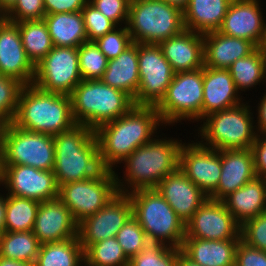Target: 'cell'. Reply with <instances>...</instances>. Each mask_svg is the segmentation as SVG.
<instances>
[{
	"label": "cell",
	"mask_w": 266,
	"mask_h": 266,
	"mask_svg": "<svg viewBox=\"0 0 266 266\" xmlns=\"http://www.w3.org/2000/svg\"><path fill=\"white\" fill-rule=\"evenodd\" d=\"M241 226L223 201L207 198L185 224V237L206 240L241 239Z\"/></svg>",
	"instance_id": "obj_15"
},
{
	"label": "cell",
	"mask_w": 266,
	"mask_h": 266,
	"mask_svg": "<svg viewBox=\"0 0 266 266\" xmlns=\"http://www.w3.org/2000/svg\"><path fill=\"white\" fill-rule=\"evenodd\" d=\"M32 232L40 244L59 242L76 238L78 224L57 197L40 203Z\"/></svg>",
	"instance_id": "obj_19"
},
{
	"label": "cell",
	"mask_w": 266,
	"mask_h": 266,
	"mask_svg": "<svg viewBox=\"0 0 266 266\" xmlns=\"http://www.w3.org/2000/svg\"><path fill=\"white\" fill-rule=\"evenodd\" d=\"M116 239L129 259L141 252L149 242L145 231L133 216L119 230Z\"/></svg>",
	"instance_id": "obj_39"
},
{
	"label": "cell",
	"mask_w": 266,
	"mask_h": 266,
	"mask_svg": "<svg viewBox=\"0 0 266 266\" xmlns=\"http://www.w3.org/2000/svg\"><path fill=\"white\" fill-rule=\"evenodd\" d=\"M264 19L257 0H233L218 30L251 41L256 47L263 33Z\"/></svg>",
	"instance_id": "obj_21"
},
{
	"label": "cell",
	"mask_w": 266,
	"mask_h": 266,
	"mask_svg": "<svg viewBox=\"0 0 266 266\" xmlns=\"http://www.w3.org/2000/svg\"><path fill=\"white\" fill-rule=\"evenodd\" d=\"M160 122L156 107L134 105L125 115L99 126L95 136L103 168L112 170L116 162L121 163L136 148L153 140Z\"/></svg>",
	"instance_id": "obj_1"
},
{
	"label": "cell",
	"mask_w": 266,
	"mask_h": 266,
	"mask_svg": "<svg viewBox=\"0 0 266 266\" xmlns=\"http://www.w3.org/2000/svg\"><path fill=\"white\" fill-rule=\"evenodd\" d=\"M237 90L249 89L266 80V56L256 48L248 56L238 59L228 68Z\"/></svg>",
	"instance_id": "obj_34"
},
{
	"label": "cell",
	"mask_w": 266,
	"mask_h": 266,
	"mask_svg": "<svg viewBox=\"0 0 266 266\" xmlns=\"http://www.w3.org/2000/svg\"><path fill=\"white\" fill-rule=\"evenodd\" d=\"M203 68L175 73L165 96L156 106L162 123L202 119Z\"/></svg>",
	"instance_id": "obj_10"
},
{
	"label": "cell",
	"mask_w": 266,
	"mask_h": 266,
	"mask_svg": "<svg viewBox=\"0 0 266 266\" xmlns=\"http://www.w3.org/2000/svg\"><path fill=\"white\" fill-rule=\"evenodd\" d=\"M175 73L204 67L203 34L184 29L158 44Z\"/></svg>",
	"instance_id": "obj_23"
},
{
	"label": "cell",
	"mask_w": 266,
	"mask_h": 266,
	"mask_svg": "<svg viewBox=\"0 0 266 266\" xmlns=\"http://www.w3.org/2000/svg\"><path fill=\"white\" fill-rule=\"evenodd\" d=\"M116 175L115 173L118 193L129 195L133 207V217L145 231L149 242L170 244V247L181 248L185 238V223L177 216L158 190L151 188L130 192L123 187L122 183L124 182H120Z\"/></svg>",
	"instance_id": "obj_4"
},
{
	"label": "cell",
	"mask_w": 266,
	"mask_h": 266,
	"mask_svg": "<svg viewBox=\"0 0 266 266\" xmlns=\"http://www.w3.org/2000/svg\"><path fill=\"white\" fill-rule=\"evenodd\" d=\"M238 90L228 69L203 67L202 119L240 104Z\"/></svg>",
	"instance_id": "obj_24"
},
{
	"label": "cell",
	"mask_w": 266,
	"mask_h": 266,
	"mask_svg": "<svg viewBox=\"0 0 266 266\" xmlns=\"http://www.w3.org/2000/svg\"><path fill=\"white\" fill-rule=\"evenodd\" d=\"M81 81L78 48L54 46L35 65L32 84L45 92L70 95Z\"/></svg>",
	"instance_id": "obj_12"
},
{
	"label": "cell",
	"mask_w": 266,
	"mask_h": 266,
	"mask_svg": "<svg viewBox=\"0 0 266 266\" xmlns=\"http://www.w3.org/2000/svg\"><path fill=\"white\" fill-rule=\"evenodd\" d=\"M116 29L94 41L108 60L117 58L133 43L126 26Z\"/></svg>",
	"instance_id": "obj_42"
},
{
	"label": "cell",
	"mask_w": 266,
	"mask_h": 266,
	"mask_svg": "<svg viewBox=\"0 0 266 266\" xmlns=\"http://www.w3.org/2000/svg\"><path fill=\"white\" fill-rule=\"evenodd\" d=\"M84 259L87 266H129V258L116 237L91 244L84 251Z\"/></svg>",
	"instance_id": "obj_36"
},
{
	"label": "cell",
	"mask_w": 266,
	"mask_h": 266,
	"mask_svg": "<svg viewBox=\"0 0 266 266\" xmlns=\"http://www.w3.org/2000/svg\"><path fill=\"white\" fill-rule=\"evenodd\" d=\"M127 29L133 43L156 44L180 34L183 12L163 0H130Z\"/></svg>",
	"instance_id": "obj_7"
},
{
	"label": "cell",
	"mask_w": 266,
	"mask_h": 266,
	"mask_svg": "<svg viewBox=\"0 0 266 266\" xmlns=\"http://www.w3.org/2000/svg\"><path fill=\"white\" fill-rule=\"evenodd\" d=\"M6 122L0 117V143L2 140V134L5 127Z\"/></svg>",
	"instance_id": "obj_56"
},
{
	"label": "cell",
	"mask_w": 266,
	"mask_h": 266,
	"mask_svg": "<svg viewBox=\"0 0 266 266\" xmlns=\"http://www.w3.org/2000/svg\"><path fill=\"white\" fill-rule=\"evenodd\" d=\"M43 20L53 46L78 48L88 41L81 11L46 14Z\"/></svg>",
	"instance_id": "obj_30"
},
{
	"label": "cell",
	"mask_w": 266,
	"mask_h": 266,
	"mask_svg": "<svg viewBox=\"0 0 266 266\" xmlns=\"http://www.w3.org/2000/svg\"><path fill=\"white\" fill-rule=\"evenodd\" d=\"M16 1L17 0H0V7L5 13H7L16 3Z\"/></svg>",
	"instance_id": "obj_55"
},
{
	"label": "cell",
	"mask_w": 266,
	"mask_h": 266,
	"mask_svg": "<svg viewBox=\"0 0 266 266\" xmlns=\"http://www.w3.org/2000/svg\"><path fill=\"white\" fill-rule=\"evenodd\" d=\"M2 167V183L6 185L9 195L40 203L58 197L59 186L53 170H40L27 165H2Z\"/></svg>",
	"instance_id": "obj_16"
},
{
	"label": "cell",
	"mask_w": 266,
	"mask_h": 266,
	"mask_svg": "<svg viewBox=\"0 0 266 266\" xmlns=\"http://www.w3.org/2000/svg\"><path fill=\"white\" fill-rule=\"evenodd\" d=\"M46 14L81 11L89 0H43Z\"/></svg>",
	"instance_id": "obj_47"
},
{
	"label": "cell",
	"mask_w": 266,
	"mask_h": 266,
	"mask_svg": "<svg viewBox=\"0 0 266 266\" xmlns=\"http://www.w3.org/2000/svg\"><path fill=\"white\" fill-rule=\"evenodd\" d=\"M40 202L13 195L6 196L5 231H32Z\"/></svg>",
	"instance_id": "obj_35"
},
{
	"label": "cell",
	"mask_w": 266,
	"mask_h": 266,
	"mask_svg": "<svg viewBox=\"0 0 266 266\" xmlns=\"http://www.w3.org/2000/svg\"><path fill=\"white\" fill-rule=\"evenodd\" d=\"M117 193L115 171L104 169L96 177L60 185L58 198L79 224L102 209Z\"/></svg>",
	"instance_id": "obj_11"
},
{
	"label": "cell",
	"mask_w": 266,
	"mask_h": 266,
	"mask_svg": "<svg viewBox=\"0 0 266 266\" xmlns=\"http://www.w3.org/2000/svg\"><path fill=\"white\" fill-rule=\"evenodd\" d=\"M233 0H189L183 11L186 30L205 34L218 31Z\"/></svg>",
	"instance_id": "obj_29"
},
{
	"label": "cell",
	"mask_w": 266,
	"mask_h": 266,
	"mask_svg": "<svg viewBox=\"0 0 266 266\" xmlns=\"http://www.w3.org/2000/svg\"><path fill=\"white\" fill-rule=\"evenodd\" d=\"M100 80L124 91L134 100L140 84L138 43H132L117 58L108 60L107 68Z\"/></svg>",
	"instance_id": "obj_28"
},
{
	"label": "cell",
	"mask_w": 266,
	"mask_h": 266,
	"mask_svg": "<svg viewBox=\"0 0 266 266\" xmlns=\"http://www.w3.org/2000/svg\"><path fill=\"white\" fill-rule=\"evenodd\" d=\"M258 106V132L260 130L261 134H266V94L263 96V98L260 101Z\"/></svg>",
	"instance_id": "obj_49"
},
{
	"label": "cell",
	"mask_w": 266,
	"mask_h": 266,
	"mask_svg": "<svg viewBox=\"0 0 266 266\" xmlns=\"http://www.w3.org/2000/svg\"><path fill=\"white\" fill-rule=\"evenodd\" d=\"M221 170L217 189L208 197L212 200L222 201L256 177L251 148L221 150Z\"/></svg>",
	"instance_id": "obj_22"
},
{
	"label": "cell",
	"mask_w": 266,
	"mask_h": 266,
	"mask_svg": "<svg viewBox=\"0 0 266 266\" xmlns=\"http://www.w3.org/2000/svg\"><path fill=\"white\" fill-rule=\"evenodd\" d=\"M250 111L249 106L241 103L204 117L207 119L200 127V136L206 143L200 144L216 150L251 148L258 133L253 130L254 123Z\"/></svg>",
	"instance_id": "obj_8"
},
{
	"label": "cell",
	"mask_w": 266,
	"mask_h": 266,
	"mask_svg": "<svg viewBox=\"0 0 266 266\" xmlns=\"http://www.w3.org/2000/svg\"><path fill=\"white\" fill-rule=\"evenodd\" d=\"M179 169L208 197L217 189L221 170V150L199 143L182 145Z\"/></svg>",
	"instance_id": "obj_17"
},
{
	"label": "cell",
	"mask_w": 266,
	"mask_h": 266,
	"mask_svg": "<svg viewBox=\"0 0 266 266\" xmlns=\"http://www.w3.org/2000/svg\"><path fill=\"white\" fill-rule=\"evenodd\" d=\"M78 55L82 80H100L107 68L108 59L95 42L82 43L78 47Z\"/></svg>",
	"instance_id": "obj_38"
},
{
	"label": "cell",
	"mask_w": 266,
	"mask_h": 266,
	"mask_svg": "<svg viewBox=\"0 0 266 266\" xmlns=\"http://www.w3.org/2000/svg\"><path fill=\"white\" fill-rule=\"evenodd\" d=\"M46 15L43 0H17L6 13V19L17 23L22 21L43 20Z\"/></svg>",
	"instance_id": "obj_44"
},
{
	"label": "cell",
	"mask_w": 266,
	"mask_h": 266,
	"mask_svg": "<svg viewBox=\"0 0 266 266\" xmlns=\"http://www.w3.org/2000/svg\"><path fill=\"white\" fill-rule=\"evenodd\" d=\"M235 266H266V252L240 240L236 248Z\"/></svg>",
	"instance_id": "obj_46"
},
{
	"label": "cell",
	"mask_w": 266,
	"mask_h": 266,
	"mask_svg": "<svg viewBox=\"0 0 266 266\" xmlns=\"http://www.w3.org/2000/svg\"><path fill=\"white\" fill-rule=\"evenodd\" d=\"M5 15H6V13L0 7V21H3L4 19H6V16Z\"/></svg>",
	"instance_id": "obj_58"
},
{
	"label": "cell",
	"mask_w": 266,
	"mask_h": 266,
	"mask_svg": "<svg viewBox=\"0 0 266 266\" xmlns=\"http://www.w3.org/2000/svg\"><path fill=\"white\" fill-rule=\"evenodd\" d=\"M204 66L228 69L233 62L252 53L257 47L249 40L224 35L219 31L203 34Z\"/></svg>",
	"instance_id": "obj_25"
},
{
	"label": "cell",
	"mask_w": 266,
	"mask_h": 266,
	"mask_svg": "<svg viewBox=\"0 0 266 266\" xmlns=\"http://www.w3.org/2000/svg\"><path fill=\"white\" fill-rule=\"evenodd\" d=\"M0 266H35V264H30L26 262H20L15 260H9L0 257Z\"/></svg>",
	"instance_id": "obj_51"
},
{
	"label": "cell",
	"mask_w": 266,
	"mask_h": 266,
	"mask_svg": "<svg viewBox=\"0 0 266 266\" xmlns=\"http://www.w3.org/2000/svg\"><path fill=\"white\" fill-rule=\"evenodd\" d=\"M132 216L129 195L117 193L102 209L78 224V238L84 251L91 244L116 237Z\"/></svg>",
	"instance_id": "obj_14"
},
{
	"label": "cell",
	"mask_w": 266,
	"mask_h": 266,
	"mask_svg": "<svg viewBox=\"0 0 266 266\" xmlns=\"http://www.w3.org/2000/svg\"><path fill=\"white\" fill-rule=\"evenodd\" d=\"M40 246L32 231H5L0 236V257L35 264Z\"/></svg>",
	"instance_id": "obj_32"
},
{
	"label": "cell",
	"mask_w": 266,
	"mask_h": 266,
	"mask_svg": "<svg viewBox=\"0 0 266 266\" xmlns=\"http://www.w3.org/2000/svg\"><path fill=\"white\" fill-rule=\"evenodd\" d=\"M156 189L185 224L208 198L180 169L168 174Z\"/></svg>",
	"instance_id": "obj_20"
},
{
	"label": "cell",
	"mask_w": 266,
	"mask_h": 266,
	"mask_svg": "<svg viewBox=\"0 0 266 266\" xmlns=\"http://www.w3.org/2000/svg\"><path fill=\"white\" fill-rule=\"evenodd\" d=\"M140 84L133 100L136 106L156 107L166 94L175 72L156 44L138 43Z\"/></svg>",
	"instance_id": "obj_13"
},
{
	"label": "cell",
	"mask_w": 266,
	"mask_h": 266,
	"mask_svg": "<svg viewBox=\"0 0 266 266\" xmlns=\"http://www.w3.org/2000/svg\"><path fill=\"white\" fill-rule=\"evenodd\" d=\"M176 266H199L187 259L182 253L179 254Z\"/></svg>",
	"instance_id": "obj_54"
},
{
	"label": "cell",
	"mask_w": 266,
	"mask_h": 266,
	"mask_svg": "<svg viewBox=\"0 0 266 266\" xmlns=\"http://www.w3.org/2000/svg\"><path fill=\"white\" fill-rule=\"evenodd\" d=\"M260 138V135L257 134L251 146V151L253 154L256 176L266 178V134H263L262 139Z\"/></svg>",
	"instance_id": "obj_48"
},
{
	"label": "cell",
	"mask_w": 266,
	"mask_h": 266,
	"mask_svg": "<svg viewBox=\"0 0 266 266\" xmlns=\"http://www.w3.org/2000/svg\"><path fill=\"white\" fill-rule=\"evenodd\" d=\"M24 85L14 78L0 75V117L6 122H12Z\"/></svg>",
	"instance_id": "obj_40"
},
{
	"label": "cell",
	"mask_w": 266,
	"mask_h": 266,
	"mask_svg": "<svg viewBox=\"0 0 266 266\" xmlns=\"http://www.w3.org/2000/svg\"><path fill=\"white\" fill-rule=\"evenodd\" d=\"M20 37L31 62L36 65L54 47L44 20L17 22Z\"/></svg>",
	"instance_id": "obj_33"
},
{
	"label": "cell",
	"mask_w": 266,
	"mask_h": 266,
	"mask_svg": "<svg viewBox=\"0 0 266 266\" xmlns=\"http://www.w3.org/2000/svg\"><path fill=\"white\" fill-rule=\"evenodd\" d=\"M240 240L185 237L180 249L187 259L199 266H235L236 248Z\"/></svg>",
	"instance_id": "obj_26"
},
{
	"label": "cell",
	"mask_w": 266,
	"mask_h": 266,
	"mask_svg": "<svg viewBox=\"0 0 266 266\" xmlns=\"http://www.w3.org/2000/svg\"><path fill=\"white\" fill-rule=\"evenodd\" d=\"M169 5L179 8L182 12L187 8L189 0H163Z\"/></svg>",
	"instance_id": "obj_52"
},
{
	"label": "cell",
	"mask_w": 266,
	"mask_h": 266,
	"mask_svg": "<svg viewBox=\"0 0 266 266\" xmlns=\"http://www.w3.org/2000/svg\"><path fill=\"white\" fill-rule=\"evenodd\" d=\"M0 75L24 86L31 85L35 76V65L26 55L19 27L7 19L0 21Z\"/></svg>",
	"instance_id": "obj_18"
},
{
	"label": "cell",
	"mask_w": 266,
	"mask_h": 266,
	"mask_svg": "<svg viewBox=\"0 0 266 266\" xmlns=\"http://www.w3.org/2000/svg\"><path fill=\"white\" fill-rule=\"evenodd\" d=\"M148 242L141 252L129 259V266H176L180 248Z\"/></svg>",
	"instance_id": "obj_37"
},
{
	"label": "cell",
	"mask_w": 266,
	"mask_h": 266,
	"mask_svg": "<svg viewBox=\"0 0 266 266\" xmlns=\"http://www.w3.org/2000/svg\"><path fill=\"white\" fill-rule=\"evenodd\" d=\"M6 197L0 195V236L5 232Z\"/></svg>",
	"instance_id": "obj_50"
},
{
	"label": "cell",
	"mask_w": 266,
	"mask_h": 266,
	"mask_svg": "<svg viewBox=\"0 0 266 266\" xmlns=\"http://www.w3.org/2000/svg\"><path fill=\"white\" fill-rule=\"evenodd\" d=\"M58 186L96 177L103 170L95 130L82 124L53 136Z\"/></svg>",
	"instance_id": "obj_2"
},
{
	"label": "cell",
	"mask_w": 266,
	"mask_h": 266,
	"mask_svg": "<svg viewBox=\"0 0 266 266\" xmlns=\"http://www.w3.org/2000/svg\"><path fill=\"white\" fill-rule=\"evenodd\" d=\"M85 262L78 236L64 241L41 244L35 266H79Z\"/></svg>",
	"instance_id": "obj_31"
},
{
	"label": "cell",
	"mask_w": 266,
	"mask_h": 266,
	"mask_svg": "<svg viewBox=\"0 0 266 266\" xmlns=\"http://www.w3.org/2000/svg\"><path fill=\"white\" fill-rule=\"evenodd\" d=\"M182 143L177 140L153 139L136 148L125 160L130 190L156 188L168 174L179 169Z\"/></svg>",
	"instance_id": "obj_6"
},
{
	"label": "cell",
	"mask_w": 266,
	"mask_h": 266,
	"mask_svg": "<svg viewBox=\"0 0 266 266\" xmlns=\"http://www.w3.org/2000/svg\"><path fill=\"white\" fill-rule=\"evenodd\" d=\"M53 136L6 123L0 153L2 165H27L40 170H53L55 165Z\"/></svg>",
	"instance_id": "obj_9"
},
{
	"label": "cell",
	"mask_w": 266,
	"mask_h": 266,
	"mask_svg": "<svg viewBox=\"0 0 266 266\" xmlns=\"http://www.w3.org/2000/svg\"><path fill=\"white\" fill-rule=\"evenodd\" d=\"M89 2L116 25L122 21L127 24L130 0H89Z\"/></svg>",
	"instance_id": "obj_45"
},
{
	"label": "cell",
	"mask_w": 266,
	"mask_h": 266,
	"mask_svg": "<svg viewBox=\"0 0 266 266\" xmlns=\"http://www.w3.org/2000/svg\"><path fill=\"white\" fill-rule=\"evenodd\" d=\"M2 176H3V167H2V157L0 153V184H2Z\"/></svg>",
	"instance_id": "obj_57"
},
{
	"label": "cell",
	"mask_w": 266,
	"mask_h": 266,
	"mask_svg": "<svg viewBox=\"0 0 266 266\" xmlns=\"http://www.w3.org/2000/svg\"><path fill=\"white\" fill-rule=\"evenodd\" d=\"M241 240L266 252V211L246 221L240 229Z\"/></svg>",
	"instance_id": "obj_43"
},
{
	"label": "cell",
	"mask_w": 266,
	"mask_h": 266,
	"mask_svg": "<svg viewBox=\"0 0 266 266\" xmlns=\"http://www.w3.org/2000/svg\"><path fill=\"white\" fill-rule=\"evenodd\" d=\"M257 48L266 56V24L263 25V33Z\"/></svg>",
	"instance_id": "obj_53"
},
{
	"label": "cell",
	"mask_w": 266,
	"mask_h": 266,
	"mask_svg": "<svg viewBox=\"0 0 266 266\" xmlns=\"http://www.w3.org/2000/svg\"><path fill=\"white\" fill-rule=\"evenodd\" d=\"M222 201L235 221L242 226L266 211V178L256 176Z\"/></svg>",
	"instance_id": "obj_27"
},
{
	"label": "cell",
	"mask_w": 266,
	"mask_h": 266,
	"mask_svg": "<svg viewBox=\"0 0 266 266\" xmlns=\"http://www.w3.org/2000/svg\"><path fill=\"white\" fill-rule=\"evenodd\" d=\"M12 122L17 127L51 136L76 124L70 95L45 92L33 84L22 88Z\"/></svg>",
	"instance_id": "obj_3"
},
{
	"label": "cell",
	"mask_w": 266,
	"mask_h": 266,
	"mask_svg": "<svg viewBox=\"0 0 266 266\" xmlns=\"http://www.w3.org/2000/svg\"><path fill=\"white\" fill-rule=\"evenodd\" d=\"M70 98L76 124L93 130L125 115L135 105L124 91L101 80H82L73 89Z\"/></svg>",
	"instance_id": "obj_5"
},
{
	"label": "cell",
	"mask_w": 266,
	"mask_h": 266,
	"mask_svg": "<svg viewBox=\"0 0 266 266\" xmlns=\"http://www.w3.org/2000/svg\"><path fill=\"white\" fill-rule=\"evenodd\" d=\"M81 12L84 18L87 39L90 42H94L117 27L113 21L98 11L90 2L85 5Z\"/></svg>",
	"instance_id": "obj_41"
}]
</instances>
